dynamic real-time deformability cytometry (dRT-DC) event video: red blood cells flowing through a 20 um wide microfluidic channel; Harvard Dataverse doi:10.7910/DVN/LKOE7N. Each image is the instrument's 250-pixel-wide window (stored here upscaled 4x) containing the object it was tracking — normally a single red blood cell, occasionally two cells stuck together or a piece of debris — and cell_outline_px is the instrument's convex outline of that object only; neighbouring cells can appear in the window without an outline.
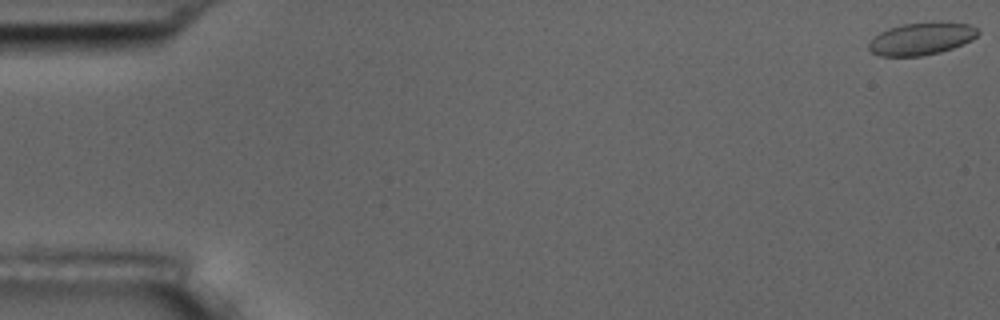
{"species": "common noctule bat (a hibernating species)", "species_latin": "Nyctalus noctula", "temperature_condition": "room temperature", "stored_images_in_passage": 57, "camera_frame_rate_fps": 3000, "um_per_image_px": 0.085, "animal": {"sex": "male", "body_mass_g": 17.5, "forearm_length_mm": 52.3}, "frame": {"image": 1, "passage_image": 1, "time_ms": 0.0, "image_size_px": [1000, 320], "cell_outline_px": [[980, 32], [972, 40], [964, 44], [940, 52], [920, 56], [880, 56], [872, 52], [868, 48], [868, 44], [880, 32], [888, 28], [904, 24], [940, 20], [968, 24], [980, 28]], "centroid_in_image_um": [78.38, 3.26], "position_along_channel_um": 6.6, "area_um2": 20.92}}
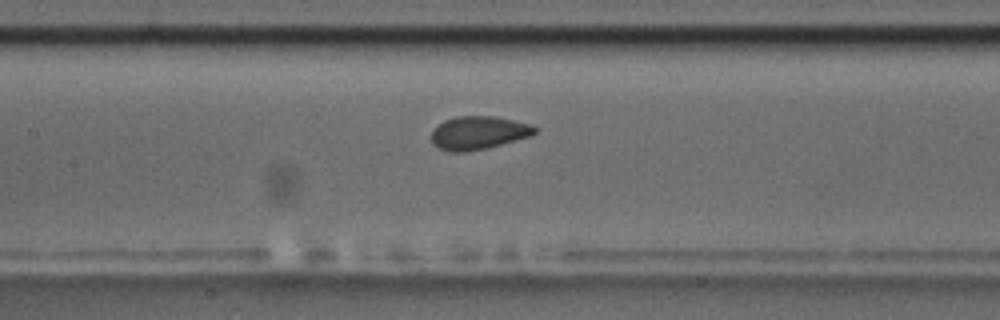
{"frame": {"image": 2, "passage_image": 27, "time_ms": 8.667, "image_size_px": [1000, 320], "cell_outline_px": [[536, 132], [532, 136], [484, 148], [464, 152], [448, 152], [436, 148], [432, 144], [432, 128], [436, 124], [444, 120], [456, 116], [492, 116], [532, 124], [536, 128]], "centroid_in_image_um": [40.61, 11.29], "position_along_channel_um": 166.8, "area_um2": 20.17}}
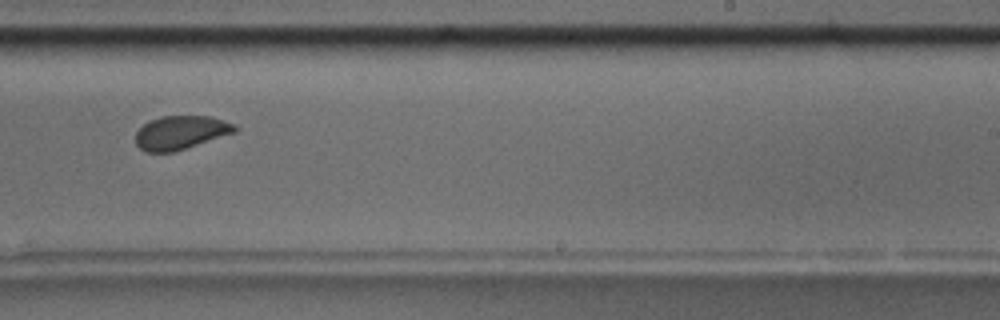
{"frame": {"image": 3, "passage_image": 36, "time_ms": 11.667, "image_size_px": [1000, 320], "cell_outline_px": [[236, 132], [172, 152], [148, 152], [140, 148], [136, 144], [136, 132], [148, 120], [160, 116], [212, 116], [236, 124]], "centroid_in_image_um": [15.36, 11.25], "position_along_channel_um": 273.6, "area_um2": 19.36}}